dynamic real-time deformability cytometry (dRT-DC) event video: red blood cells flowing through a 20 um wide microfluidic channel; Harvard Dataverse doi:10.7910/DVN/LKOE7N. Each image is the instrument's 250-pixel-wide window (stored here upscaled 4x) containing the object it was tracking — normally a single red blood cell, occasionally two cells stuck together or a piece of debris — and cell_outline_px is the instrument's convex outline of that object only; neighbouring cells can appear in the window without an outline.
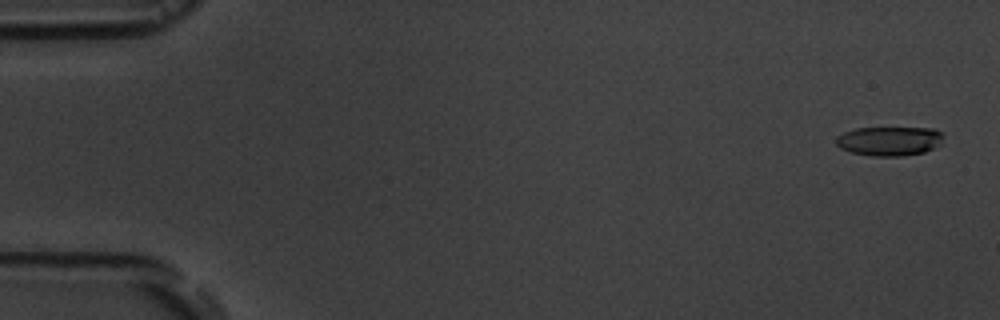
{"species": "common noctule bat (a hibernating species)", "species_latin": "Nyctalus noctula", "temperature_condition": "room temperature", "stored_images_in_passage": 5, "camera_frame_rate_fps": 3000, "um_per_image_px": 0.085, "animal": {"sex": "male", "body_mass_g": 19.5, "forearm_length_mm": 54.6}, "frame": {"image": 1, "passage_image": 1, "time_ms": 0.0, "image_size_px": [1000, 320], "cell_outline_px": [[944, 136], [940, 144], [924, 152], [904, 156], [872, 156], [852, 152], [840, 148], [836, 144], [836, 136], [844, 132], [856, 128], [936, 128], [944, 132]], "centroid_in_image_um": [75.62, 11.98], "position_along_channel_um": 9.4, "area_um2": 18.44}}